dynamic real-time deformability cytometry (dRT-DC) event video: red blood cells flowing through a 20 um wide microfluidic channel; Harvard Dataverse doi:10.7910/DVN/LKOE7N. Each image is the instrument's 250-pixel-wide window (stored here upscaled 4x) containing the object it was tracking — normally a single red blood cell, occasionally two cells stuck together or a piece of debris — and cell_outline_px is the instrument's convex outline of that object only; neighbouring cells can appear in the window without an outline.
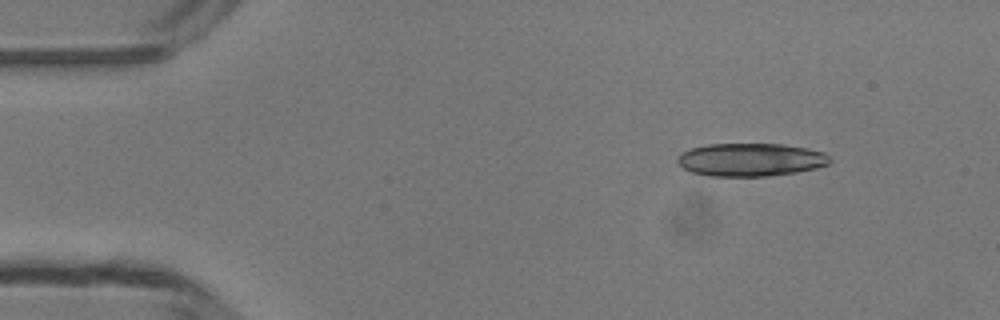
{"species": "common noctule bat (a hibernating species)", "species_latin": "Nyctalus noctula", "temperature_condition": "room temperature", "stored_images_in_passage": 43, "segment_of_instrument_passage": [1, 2], "camera_frame_rate_fps": 3000, "um_per_image_px": 0.085, "animal": {"sex": "male", "body_mass_g": 13.3}, "frame": {"image": 1, "passage_image": 1, "time_ms": 0.0, "image_size_px": [1000, 320], "cell_outline_px": [[832, 160], [828, 164], [816, 168], [796, 172], [768, 176], [708, 176], [692, 172], [684, 168], [676, 160], [684, 152], [692, 148], [708, 144], [784, 144], [808, 148], [824, 152]], "centroid_in_image_um": [63.84, 13.57], "position_along_channel_um": 21.2, "area_um2": 29.25}}